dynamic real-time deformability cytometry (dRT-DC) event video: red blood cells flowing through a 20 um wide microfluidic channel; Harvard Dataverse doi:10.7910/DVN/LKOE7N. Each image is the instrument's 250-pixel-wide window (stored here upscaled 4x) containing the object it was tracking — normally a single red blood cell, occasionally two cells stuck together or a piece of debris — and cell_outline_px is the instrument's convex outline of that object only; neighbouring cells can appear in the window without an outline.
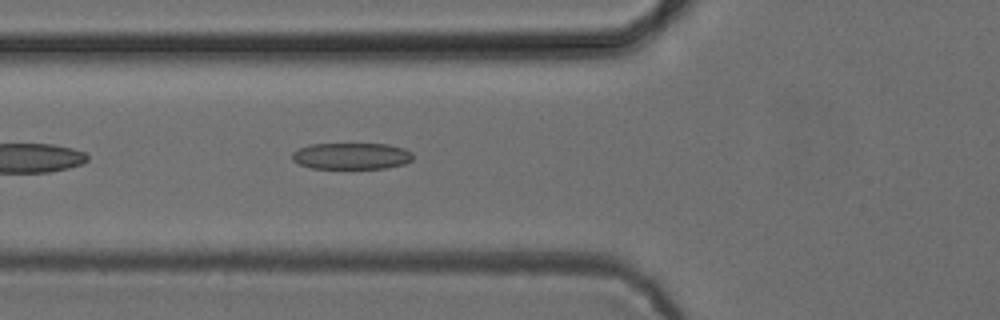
{"species": "common noctule bat (a hibernating species)", "species_latin": "Nyctalus noctula", "temperature_condition": "cold", "stored_images_in_passage": 24, "camera_frame_rate_fps": 3000, "um_per_image_px": 0.085, "animal": {"sex": "female", "body_mass_g": 24.6, "forearm_length_mm": 56.2}, "frame": {"image": 1, "passage_image": 5, "time_ms": 1.333, "image_size_px": [1000, 320], "cell_outline_px": [[412, 160], [404, 164], [388, 168], [312, 168], [300, 164], [292, 160], [292, 152], [308, 144], [388, 144], [404, 148], [412, 152]], "centroid_in_image_um": [29.89, 13.26], "position_along_channel_um": 95.9, "area_um2": 18.67}}
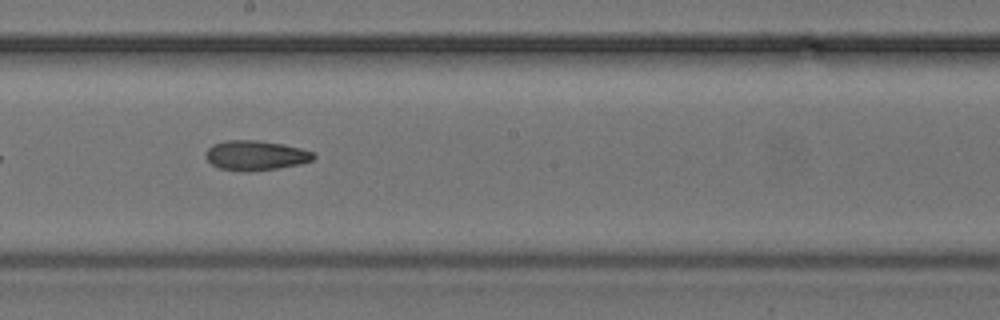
{"frame": {"image": 2, "passage_image": 15, "time_ms": 4.667, "image_size_px": [1000, 320], "cell_outline_px": [[316, 156], [312, 160], [300, 164], [276, 168], [248, 172], [220, 168], [212, 164], [204, 156], [208, 148], [212, 144], [224, 140], [256, 140], [284, 144], [316, 152]], "centroid_in_image_um": [21.73, 13.2], "position_along_channel_um": 226.5, "area_um2": 18.79}}
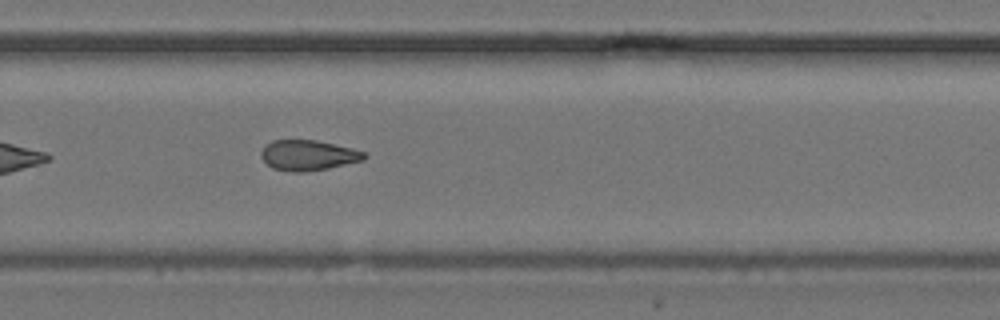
{"frame": {"image": 3, "passage_image": 21, "time_ms": 6.667, "image_size_px": [1000, 320], "cell_outline_px": [[368, 156], [364, 160], [328, 168], [300, 172], [292, 172], [272, 168], [260, 156], [260, 152], [272, 140], [316, 140], [352, 148], [364, 152]], "centroid_in_image_um": [26.2, 13.19], "position_along_channel_um": 303.6, "area_um2": 18.09}}